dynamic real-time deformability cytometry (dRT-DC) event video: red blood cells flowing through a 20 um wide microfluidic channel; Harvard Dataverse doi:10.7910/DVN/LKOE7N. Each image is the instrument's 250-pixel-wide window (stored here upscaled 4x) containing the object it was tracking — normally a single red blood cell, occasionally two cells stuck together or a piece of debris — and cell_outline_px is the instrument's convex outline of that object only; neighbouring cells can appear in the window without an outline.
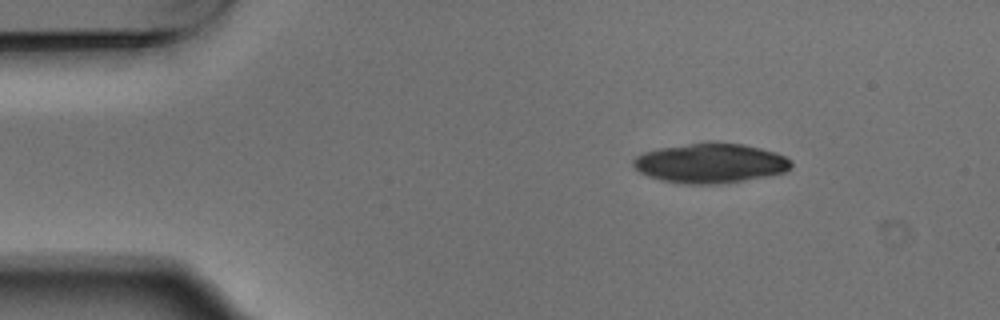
{"species": "Egyptian fruit bat (a non-hibernating species)", "species_latin": "Rousettus aegyptiacus", "temperature_condition": "warm", "stored_images_in_passage": 3, "camera_frame_rate_fps": 3000, "um_per_image_px": 0.085, "animal": {"sex": "male"}, "frame": {"image": 1, "passage_image": 1, "time_ms": 0.0, "image_size_px": [1000, 320], "cell_outline_px": [[792, 168], [784, 172], [744, 180], [716, 184], [684, 184], [664, 180], [648, 176], [640, 172], [632, 164], [632, 160], [636, 156], [644, 152], [660, 148], [704, 140], [712, 140], [744, 144], [776, 152], [792, 160]], "centroid_in_image_um": [60.38, 13.83], "position_along_channel_um": 24.6, "area_um2": 36.93}}